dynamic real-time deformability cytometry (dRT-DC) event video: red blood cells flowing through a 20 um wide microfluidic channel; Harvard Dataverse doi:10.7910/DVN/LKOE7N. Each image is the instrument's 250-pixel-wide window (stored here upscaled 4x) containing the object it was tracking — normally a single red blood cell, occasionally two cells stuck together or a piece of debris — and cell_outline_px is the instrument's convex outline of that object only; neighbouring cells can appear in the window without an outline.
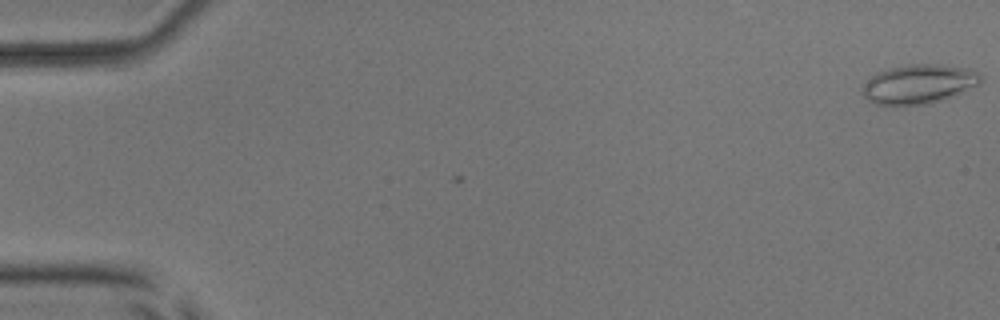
{"species": "common noctule bat (a hibernating species)", "species_latin": "Nyctalus noctula", "temperature_condition": "room temperature", "stored_images_in_passage": 2, "camera_frame_rate_fps": 3000, "um_per_image_px": 0.085, "animal": {"sex": "male", "body_mass_g": 17.9, "forearm_length_mm": 54.2}, "frame": {"image": 1, "passage_image": 2, "time_ms": 0.333, "image_size_px": [1000, 320], "cell_outline_px": [[984, 80], [980, 84], [952, 96], [928, 104], [876, 104], [868, 100], [860, 92], [860, 88], [876, 72], [888, 68], [908, 64], [940, 64], [972, 68], [980, 72]], "centroid_in_image_um": [78.13, 7.11], "position_along_channel_um": 6.9, "area_um2": 27.28}}